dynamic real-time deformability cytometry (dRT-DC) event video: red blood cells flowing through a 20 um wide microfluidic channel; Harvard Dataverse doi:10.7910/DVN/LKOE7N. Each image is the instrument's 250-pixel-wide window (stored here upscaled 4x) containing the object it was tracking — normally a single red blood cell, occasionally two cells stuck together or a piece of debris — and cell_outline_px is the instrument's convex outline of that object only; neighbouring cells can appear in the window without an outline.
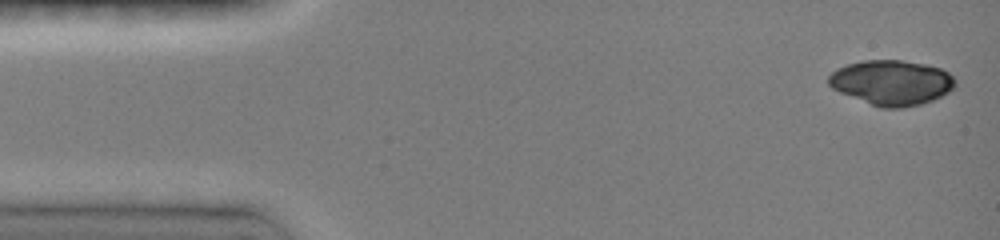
{"species": "common noctule bat (a hibernating species)", "species_latin": "Nyctalus noctula", "temperature_condition": "room temperature", "stored_images_in_passage": 17, "camera_frame_rate_fps": 3000, "um_per_image_px": 0.085, "animal": {"sex": "female", "body_mass_g": 19.0, "forearm_length_mm": 51.5}, "frame": {"image": 1, "passage_image": 1, "time_ms": 0.0, "image_size_px": [1000, 240], "cell_outline_px": [[956, 84], [948, 92], [932, 100], [920, 104], [900, 108], [880, 108], [840, 92], [832, 88], [828, 84], [828, 76], [836, 68], [848, 64], [864, 60], [900, 60], [924, 64], [940, 68], [948, 72], [956, 80]], "centroid_in_image_um": [75.77, 7.01], "position_along_channel_um": 9.2, "area_um2": 33.06}}